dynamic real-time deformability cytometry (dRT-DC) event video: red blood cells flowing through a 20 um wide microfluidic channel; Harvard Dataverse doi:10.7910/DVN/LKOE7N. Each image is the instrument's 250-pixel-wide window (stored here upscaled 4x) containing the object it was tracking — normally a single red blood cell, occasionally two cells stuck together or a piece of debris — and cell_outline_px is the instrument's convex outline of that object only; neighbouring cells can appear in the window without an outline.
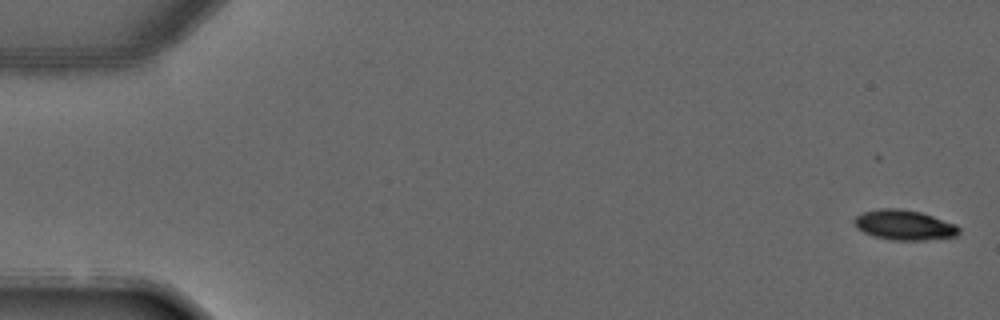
{"species": "common noctule bat (a hibernating species)", "species_latin": "Nyctalus noctula", "temperature_condition": "warm", "stored_images_in_passage": 5, "camera_frame_rate_fps": 3000, "um_per_image_px": 0.085, "animal": {"sex": "male", "forearm_length_mm": 52.5}, "frame": {"image": 1, "passage_image": 1, "time_ms": 0.0, "image_size_px": [1000, 320], "cell_outline_px": [[960, 232], [956, 236], [924, 240], [892, 240], [872, 236], [856, 228], [852, 220], [856, 216], [864, 212], [880, 208], [900, 208], [920, 212], [956, 224], [960, 228]], "centroid_in_image_um": [76.84, 19.12], "position_along_channel_um": 8.2, "area_um2": 18.38}}
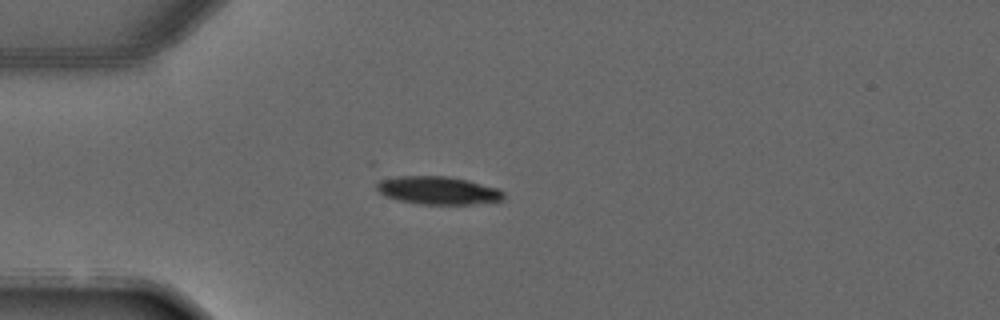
{"frame": {"image": 2, "passage_image": 4, "time_ms": 3.667, "image_size_px": [1000, 320], "cell_outline_px": [[504, 200], [472, 204], [420, 204], [400, 200], [384, 196], [376, 188], [376, 184], [380, 180], [396, 176], [448, 176], [468, 180], [496, 188], [504, 192]], "centroid_in_image_um": [37.23, 16.18], "position_along_channel_um": 47.8, "area_um2": 20.63}}
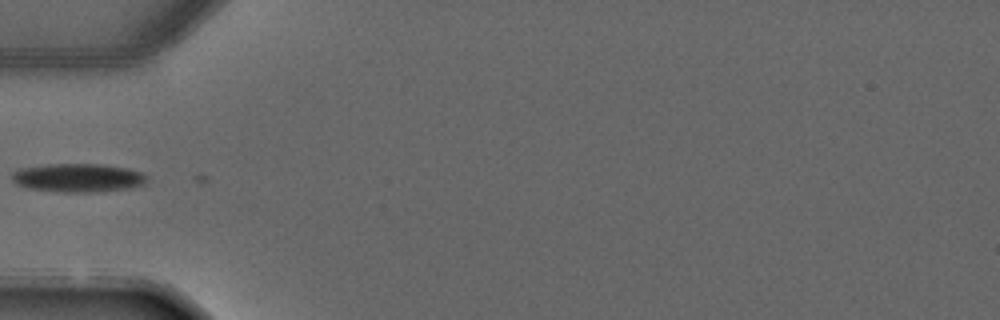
{"frame": {"image": 3, "passage_image": 5, "time_ms": 4.667, "image_size_px": [1000, 320], "cell_outline_px": [[148, 180], [144, 184], [132, 188], [92, 192], [64, 192], [28, 188], [16, 184], [12, 180], [12, 172], [20, 168], [48, 164], [100, 164], [128, 168], [144, 172], [148, 176]], "centroid_in_image_um": [6.68, 15.11], "position_along_channel_um": 78.3, "area_um2": 22.66}}